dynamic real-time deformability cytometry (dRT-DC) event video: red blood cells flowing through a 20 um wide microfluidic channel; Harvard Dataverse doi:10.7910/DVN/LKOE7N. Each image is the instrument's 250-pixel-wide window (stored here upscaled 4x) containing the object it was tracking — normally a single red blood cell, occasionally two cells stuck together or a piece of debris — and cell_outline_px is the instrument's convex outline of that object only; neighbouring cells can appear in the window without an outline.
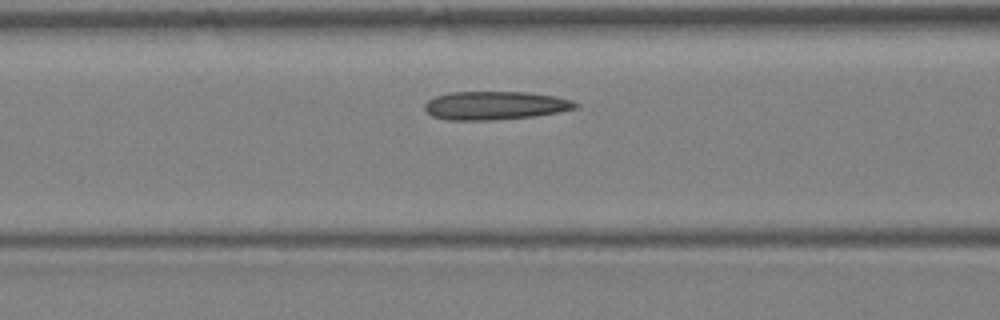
{"species": "Egyptian fruit bat (a non-hibernating species)", "species_latin": "Rousettus aegyptiacus", "temperature_condition": "warm", "stored_images_in_passage": 5, "segment_of_instrument_passage": [1, 2], "camera_frame_rate_fps": 3000, "um_per_image_px": 0.085, "animal": {"sex": "female"}, "frame": {"image": 1, "passage_image": 4, "time_ms": 3.667, "image_size_px": [1000, 320], "cell_outline_px": [[580, 104], [576, 108], [560, 112], [536, 116], [496, 120], [448, 120], [432, 116], [424, 108], [424, 104], [428, 100], [436, 96], [452, 92], [528, 92], [552, 96], [572, 100]], "centroid_in_image_um": [42.09, 8.97], "position_along_channel_um": 124.5, "area_um2": 25.03}}